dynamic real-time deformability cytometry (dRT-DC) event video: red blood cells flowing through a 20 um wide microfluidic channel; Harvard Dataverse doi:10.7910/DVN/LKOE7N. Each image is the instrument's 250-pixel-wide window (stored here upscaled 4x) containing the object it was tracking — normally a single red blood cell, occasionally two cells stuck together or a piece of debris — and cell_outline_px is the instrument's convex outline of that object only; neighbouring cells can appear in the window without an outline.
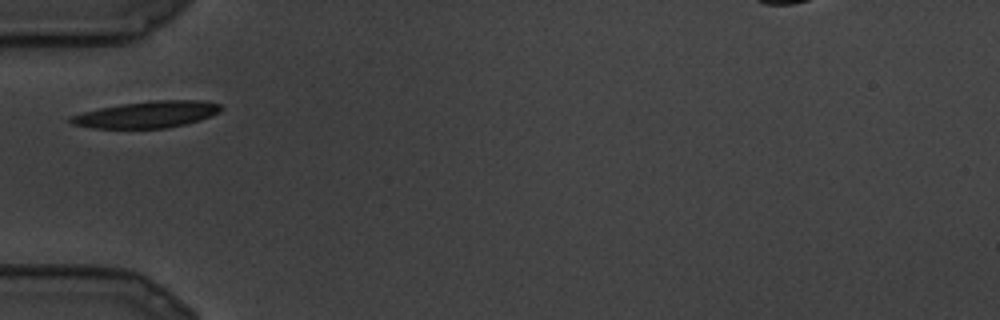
{"species": "common noctule bat (a hibernating species)", "species_latin": "Nyctalus noctula", "temperature_condition": "cold", "stored_images_in_passage": 3, "camera_frame_rate_fps": 3000, "um_per_image_px": 0.085, "animal": {"sex": "male", "body_mass_g": 19.5, "forearm_length_mm": 54.6}, "frame": {"image": 1, "passage_image": 1, "time_ms": 0.0, "image_size_px": [1000, 320], "cell_outline_px": [[224, 108], [220, 112], [212, 116], [184, 124], [168, 128], [92, 128], [72, 124], [68, 120], [68, 116], [100, 108], [120, 104], [152, 100], [200, 100], [220, 104]], "centroid_in_image_um": [12.5, 9.73], "position_along_channel_um": 72.5, "area_um2": 23.35}}
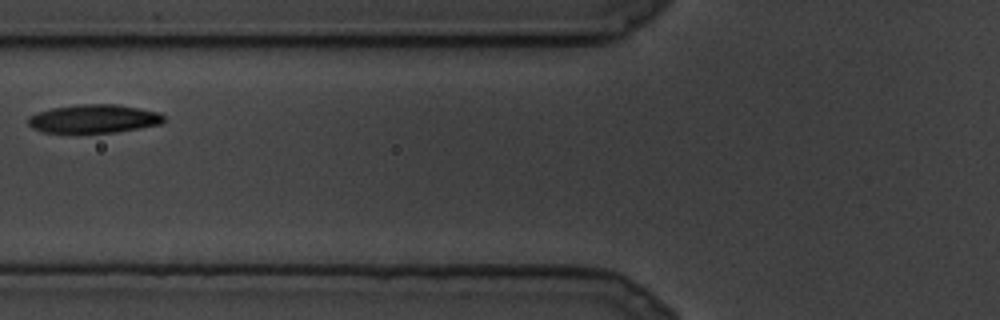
{"frame": {"image": 2, "passage_image": 3, "time_ms": 0.667, "image_size_px": [1000, 320], "cell_outline_px": [[164, 120], [160, 124], [116, 132], [40, 132], [32, 128], [28, 124], [28, 116], [36, 112], [52, 108], [80, 104], [116, 104], [160, 112], [164, 116]], "centroid_in_image_um": [7.94, 10.08], "position_along_channel_um": 117.9, "area_um2": 22.43}}